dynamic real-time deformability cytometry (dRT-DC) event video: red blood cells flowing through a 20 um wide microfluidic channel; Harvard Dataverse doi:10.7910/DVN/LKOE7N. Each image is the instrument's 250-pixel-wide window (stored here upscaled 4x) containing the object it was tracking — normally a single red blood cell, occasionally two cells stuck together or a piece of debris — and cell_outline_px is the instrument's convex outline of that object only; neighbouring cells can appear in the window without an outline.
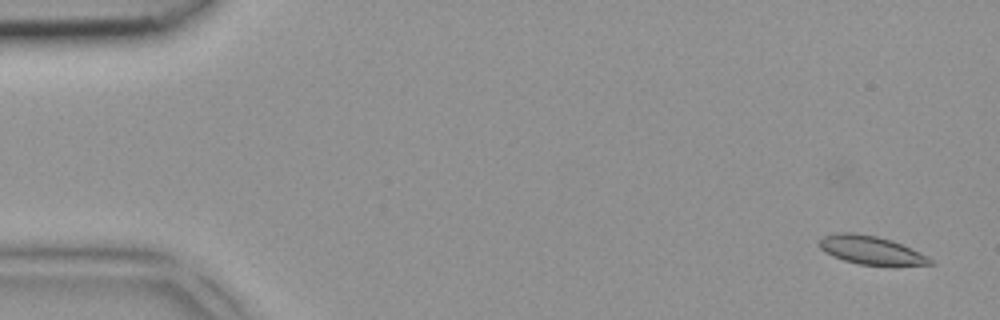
{"species": "common noctule bat (a hibernating species)", "species_latin": "Nyctalus noctula", "temperature_condition": "room temperature", "stored_images_in_passage": 4, "camera_frame_rate_fps": 3000, "um_per_image_px": 0.085, "animal": {"sex": "female", "body_mass_g": 18.4}, "frame": {"image": 1, "passage_image": 1, "time_ms": 0.0, "image_size_px": [1000, 320], "cell_outline_px": [[936, 264], [860, 264], [844, 260], [832, 256], [824, 252], [816, 244], [824, 236], [836, 232], [852, 232], [876, 236], [892, 240], [920, 252], [928, 256]], "centroid_in_image_um": [73.97, 21.23], "position_along_channel_um": 11.0, "area_um2": 18.09}}
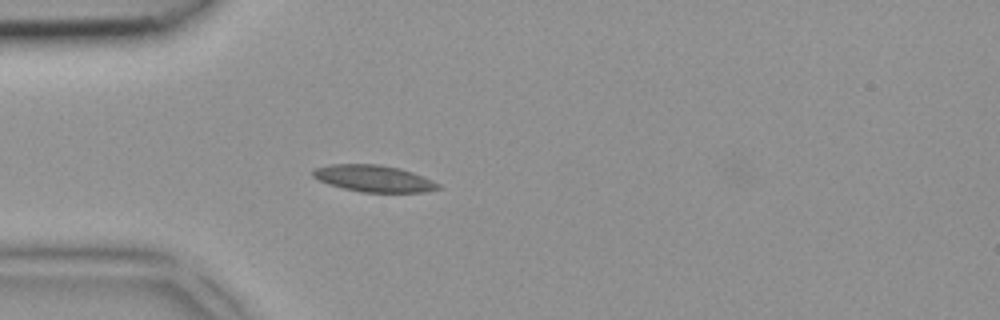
{"frame": {"image": 2, "passage_image": 4, "time_ms": 1.0, "image_size_px": [1000, 320], "cell_outline_px": [[440, 188], [424, 192], [360, 192], [328, 184], [312, 176], [312, 168], [328, 164], [380, 164], [400, 168], [412, 172], [432, 180], [440, 184]], "centroid_in_image_um": [31.73, 15.16], "position_along_channel_um": 53.3, "area_um2": 19.54}}